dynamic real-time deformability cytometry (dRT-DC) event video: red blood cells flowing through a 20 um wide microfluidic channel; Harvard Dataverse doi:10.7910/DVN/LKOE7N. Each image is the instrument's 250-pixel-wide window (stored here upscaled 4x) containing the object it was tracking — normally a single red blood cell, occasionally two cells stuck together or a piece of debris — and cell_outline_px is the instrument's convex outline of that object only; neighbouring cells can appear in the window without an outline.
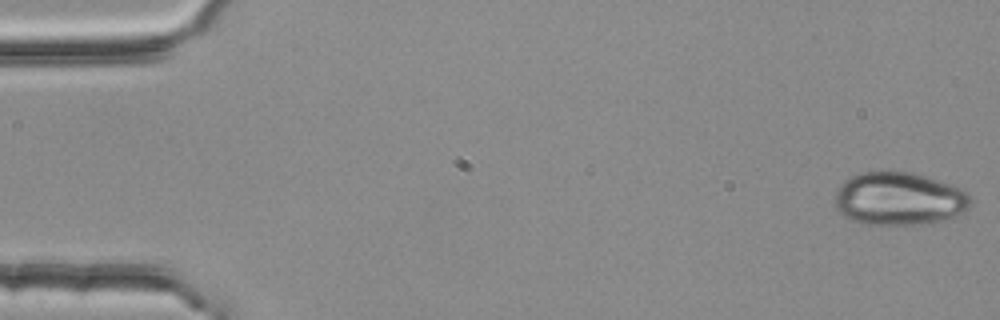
{"species": "common noctule bat (a hibernating species)", "species_latin": "Nyctalus noctula", "temperature_condition": "room temperature", "stored_images_in_passage": 13, "camera_frame_rate_fps": 3000, "um_per_image_px": 0.085, "animal": {"sex": "female", "body_mass_g": 25.1}, "frame": {"image": 1, "passage_image": 1, "time_ms": 0.0, "image_size_px": [1000, 320], "cell_outline_px": [[972, 200], [968, 208], [964, 212], [940, 220], [912, 224], [860, 224], [844, 216], [836, 208], [836, 192], [840, 184], [844, 180], [856, 172], [916, 172], [960, 188], [968, 192]], "centroid_in_image_um": [76.39, 16.87], "position_along_channel_um": 8.6, "area_um2": 41.79}}